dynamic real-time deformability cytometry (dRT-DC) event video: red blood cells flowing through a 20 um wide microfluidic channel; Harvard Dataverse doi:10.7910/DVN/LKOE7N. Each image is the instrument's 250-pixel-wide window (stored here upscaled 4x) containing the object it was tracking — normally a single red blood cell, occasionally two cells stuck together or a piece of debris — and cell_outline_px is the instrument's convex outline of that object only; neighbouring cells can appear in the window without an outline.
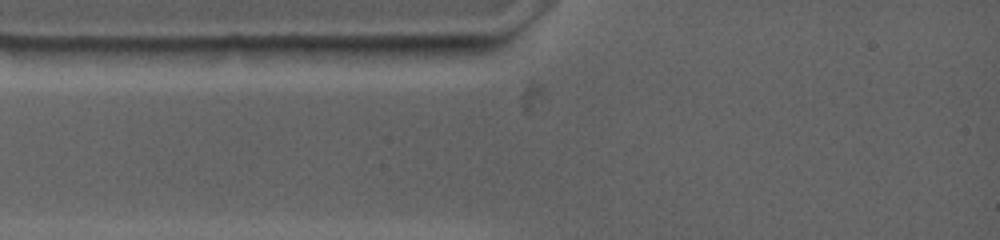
{"species": "common noctule bat (a hibernating species)", "species_latin": "Nyctalus noctula", "temperature_condition": "warm", "stored_images_in_passage": 2, "camera_frame_rate_fps": 4500, "um_per_image_px": 0.085, "animal": {"sex": "female", "body_mass_g": 19.0, "forearm_length_mm": 53.3}, "frame": {"image": 1, "passage_image": 1, "time_ms": 0.0, "image_size_px": [1000, 240], "cell_outline_px": [[452, 48], [428, 56], [400, 64], [312, 56], [300, 48], [308, 44], [452, 44]], "centroid_in_image_um": [31.96, 4.39], "position_along_channel_um": 53.0, "area_um2": 15.37}}